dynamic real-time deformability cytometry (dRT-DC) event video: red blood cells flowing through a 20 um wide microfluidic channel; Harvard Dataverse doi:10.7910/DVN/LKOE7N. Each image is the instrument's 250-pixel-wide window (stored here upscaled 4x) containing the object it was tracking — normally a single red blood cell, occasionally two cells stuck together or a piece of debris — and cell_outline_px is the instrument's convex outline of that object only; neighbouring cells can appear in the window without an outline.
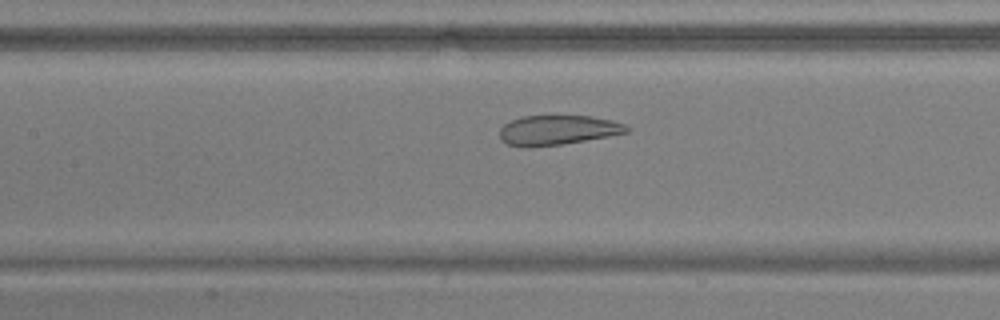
{"species": "common noctule bat (a hibernating species)", "species_latin": "Nyctalus noctula", "temperature_condition": "warm", "stored_images_in_passage": 50, "camera_frame_rate_fps": 3000, "um_per_image_px": 0.085, "animal": {"sex": "male", "body_mass_g": 17.9, "forearm_length_mm": 54.2}, "frame": {"image": 1, "passage_image": 21, "time_ms": 6.667, "image_size_px": [1000, 320], "cell_outline_px": [[632, 128], [628, 132], [608, 136], [560, 144], [528, 148], [524, 148], [508, 144], [500, 140], [500, 128], [504, 124], [520, 116], [588, 116], [612, 120], [624, 124]], "centroid_in_image_um": [47.37, 11.06], "position_along_channel_um": 160.0, "area_um2": 21.96}}
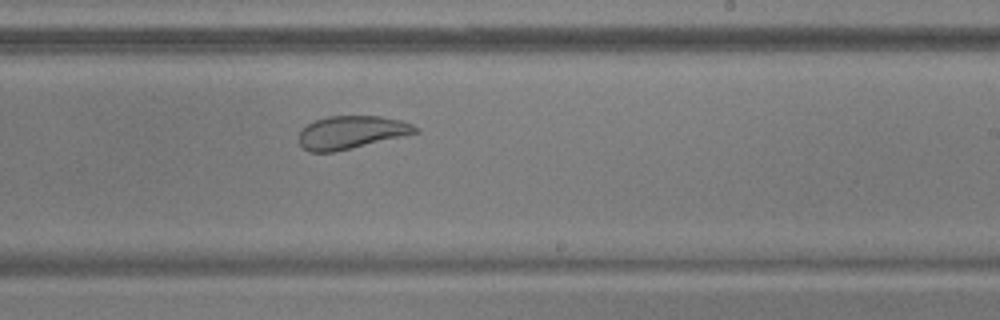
{"frame": {"image": 2, "passage_image": 29, "time_ms": 9.333, "image_size_px": [1000, 320], "cell_outline_px": [[420, 132], [352, 148], [332, 152], [308, 152], [300, 144], [300, 132], [308, 124], [316, 120], [328, 116], [380, 116], [400, 120], [412, 124], [420, 128]], "centroid_in_image_um": [29.9, 11.25], "position_along_channel_um": 259.1, "area_um2": 22.2}}
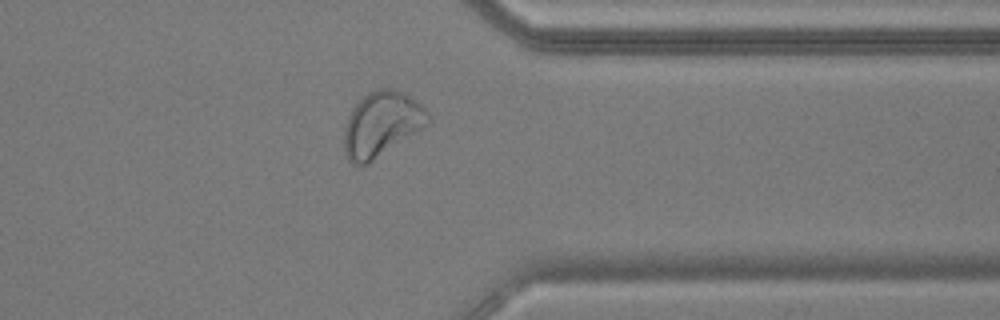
{"frame": {"image": 3, "passage_image": 39, "time_ms": 12.667, "image_size_px": [1000, 320], "cell_outline_px": [[432, 120], [428, 124], [368, 164], [352, 164], [348, 160], [344, 152], [344, 128], [348, 116], [352, 108], [368, 92], [380, 88], [392, 88], [404, 92], [420, 104], [428, 112]], "centroid_in_image_um": [32.42, 10.55], "position_along_channel_um": 379.0, "area_um2": 31.62}, "authors_computed_cell_mechanics": {"area_um2": 29.4202, "velocity_mm_per_s": 3.7382, "shape_relaxation_time_tau1_ms": null, "shape_relaxation_time_tau2_ms": 1.0615, "deformation_change_tau1": null, "deformation_change_tau2": 0.0558}}